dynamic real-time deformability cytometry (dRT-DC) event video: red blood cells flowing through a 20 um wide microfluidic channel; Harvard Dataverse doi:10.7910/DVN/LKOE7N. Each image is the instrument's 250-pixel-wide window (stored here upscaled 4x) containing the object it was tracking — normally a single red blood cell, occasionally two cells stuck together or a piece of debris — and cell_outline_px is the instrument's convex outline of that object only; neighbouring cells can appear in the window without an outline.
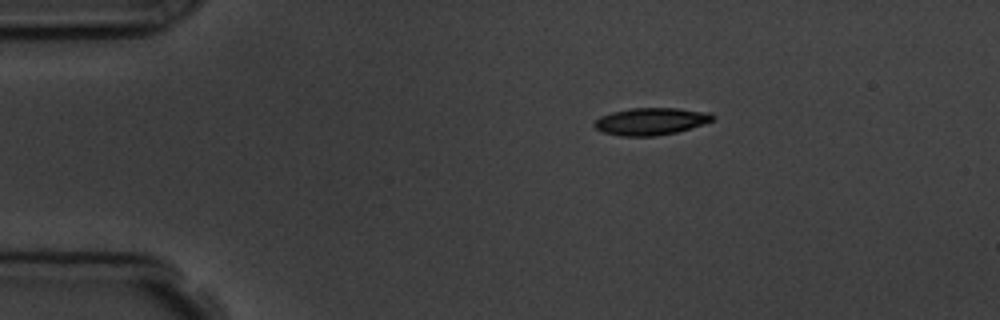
{"species": "common noctule bat (a hibernating species)", "species_latin": "Nyctalus noctula", "temperature_condition": "room temperature", "stored_images_in_passage": 2, "camera_frame_rate_fps": 3000, "um_per_image_px": 0.085, "animal": {"sex": "male", "body_mass_g": 19.5, "forearm_length_mm": 54.6}, "frame": {"image": 1, "passage_image": 1, "time_ms": 0.0, "image_size_px": [1000, 320], "cell_outline_px": [[716, 116], [712, 120], [704, 124], [676, 132], [652, 136], [620, 136], [604, 132], [596, 128], [592, 124], [600, 116], [612, 112], [632, 108], [676, 108], [712, 112]], "centroid_in_image_um": [55.35, 10.3], "position_along_channel_um": 29.7, "area_um2": 18.73}}